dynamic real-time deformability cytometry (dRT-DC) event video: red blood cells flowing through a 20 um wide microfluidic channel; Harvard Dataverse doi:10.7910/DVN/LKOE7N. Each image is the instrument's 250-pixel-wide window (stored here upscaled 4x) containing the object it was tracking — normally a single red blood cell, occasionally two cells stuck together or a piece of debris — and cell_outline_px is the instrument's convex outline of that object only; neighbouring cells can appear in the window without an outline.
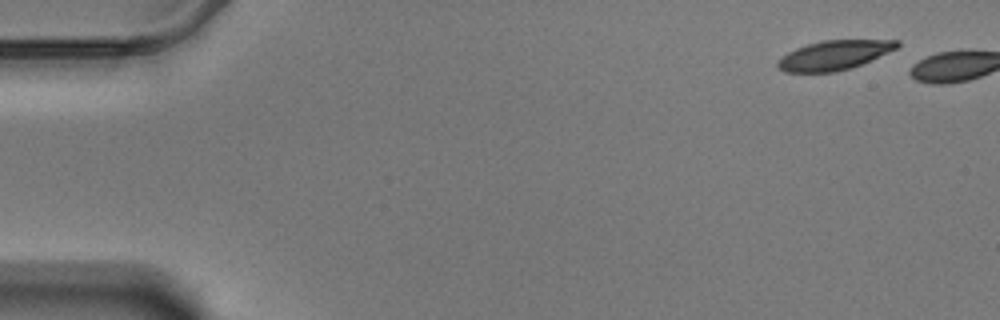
{"species": "Egyptian fruit bat (a non-hibernating species)", "species_latin": "Rousettus aegyptiacus", "temperature_condition": "warm", "stored_images_in_passage": 3, "camera_frame_rate_fps": 3000, "um_per_image_px": 0.085, "animal": {"sex": "male"}, "frame": {"image": 1, "passage_image": 1, "time_ms": 0.0, "image_size_px": [1000, 320], "cell_outline_px": [[900, 44], [896, 48], [888, 52], [860, 64], [836, 72], [784, 72], [776, 64], [788, 52], [796, 48], [808, 44], [824, 40], [900, 40]], "centroid_in_image_um": [70.9, 4.68], "position_along_channel_um": 14.1, "area_um2": 20.0}}